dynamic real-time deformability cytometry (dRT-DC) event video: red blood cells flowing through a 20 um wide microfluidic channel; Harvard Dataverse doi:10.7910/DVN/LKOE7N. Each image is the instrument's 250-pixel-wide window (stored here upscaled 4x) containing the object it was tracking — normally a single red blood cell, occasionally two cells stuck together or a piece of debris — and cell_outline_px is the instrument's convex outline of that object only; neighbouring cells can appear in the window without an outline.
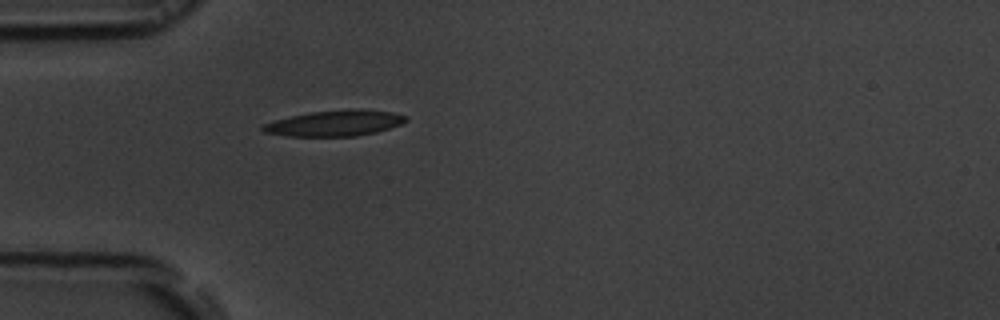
{"species": "common noctule bat (a hibernating species)", "species_latin": "Nyctalus noctula", "temperature_condition": "room temperature", "stored_images_in_passage": 39, "camera_frame_rate_fps": 3000, "um_per_image_px": 0.085, "animal": {"sex": "male", "body_mass_g": 19.5, "forearm_length_mm": 54.6}, "frame": {"image": 1, "passage_image": 1, "time_ms": 0.0, "image_size_px": [1000, 320], "cell_outline_px": [[408, 120], [400, 124], [376, 132], [356, 136], [288, 136], [264, 132], [260, 128], [264, 124], [276, 120], [292, 116], [312, 112], [356, 108], [392, 112], [408, 116]], "centroid_in_image_um": [28.49, 10.47], "position_along_channel_um": 56.5, "area_um2": 21.33}}
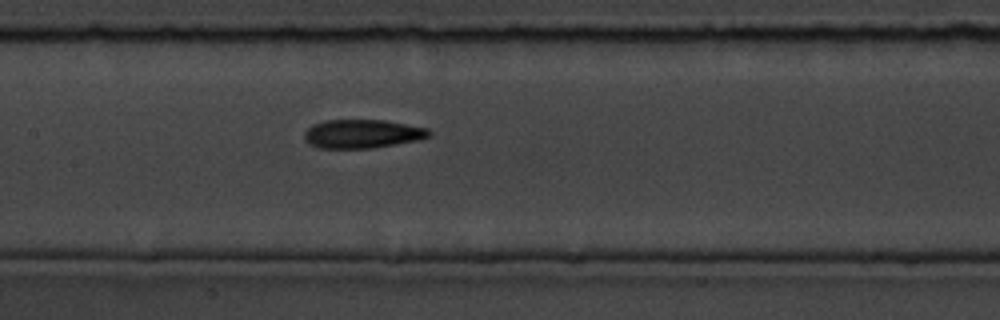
{"frame": {"image": 2, "passage_image": 11, "time_ms": 3.333, "image_size_px": [1000, 320], "cell_outline_px": [[432, 136], [420, 140], [372, 148], [316, 148], [308, 144], [304, 140], [304, 132], [312, 124], [324, 120], [384, 120], [428, 128], [432, 132]], "centroid_in_image_um": [30.79, 11.38], "position_along_channel_um": 176.6, "area_um2": 21.15}}
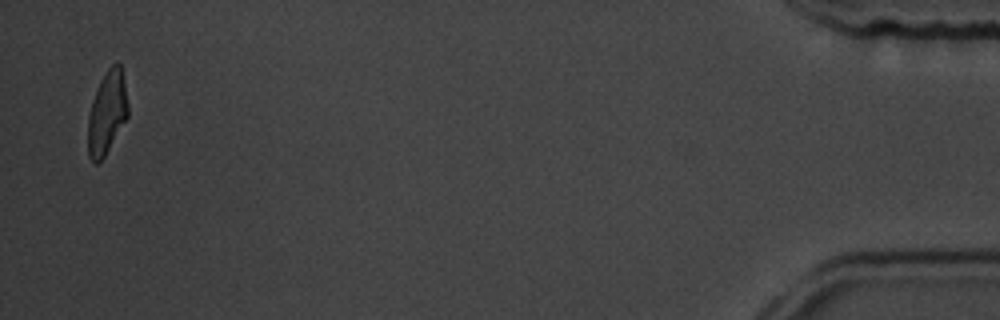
{"frame": {"image": 3, "passage_image": 38, "time_ms": 12.333, "image_size_px": [1000, 320], "cell_outline_px": [[128, 116], [104, 156], [96, 164], [88, 156], [88, 116], [92, 100], [100, 80], [108, 68], [112, 64], [120, 64], [128, 104]], "centroid_in_image_um": [9.08, 9.58], "position_along_channel_um": 426.1, "area_um2": 19.02}, "authors_computed_cell_mechanics": {"area_um2": 20.9814, "velocity_mm_per_s": 3.7609, "shape_relaxation_time_tau1_ms": 9.4106, "shape_relaxation_time_tau2_ms": 2.8033, "deformation_change_tau1": 0.2431, "deformation_change_tau2": 0.1174}}